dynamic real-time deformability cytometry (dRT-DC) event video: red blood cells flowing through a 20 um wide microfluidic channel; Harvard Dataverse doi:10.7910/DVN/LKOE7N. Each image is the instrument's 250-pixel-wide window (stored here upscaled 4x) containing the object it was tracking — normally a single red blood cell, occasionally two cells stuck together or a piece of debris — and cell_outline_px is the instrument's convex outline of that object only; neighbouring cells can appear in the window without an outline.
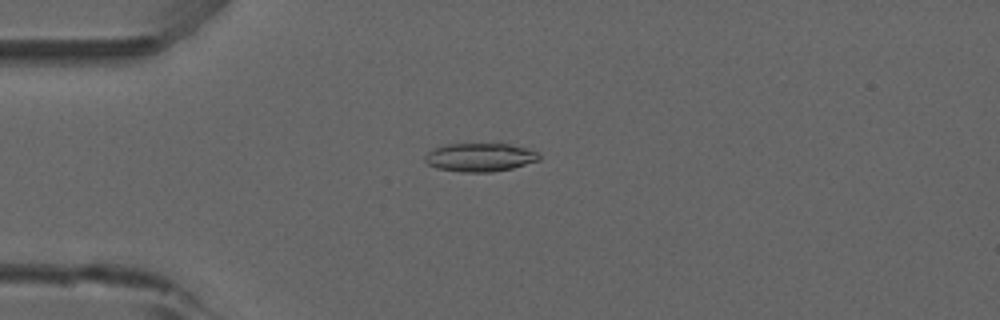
{"species": "common noctule bat (a hibernating species)", "species_latin": "Nyctalus noctula", "temperature_condition": "room temperature", "stored_images_in_passage": 53, "camera_frame_rate_fps": 3000, "um_per_image_px": 0.085, "animal": {"sex": "male", "forearm_length_mm": 52.5}, "frame": {"image": 1, "passage_image": 14, "time_ms": 4.333, "image_size_px": [1000, 320], "cell_outline_px": [[540, 160], [512, 168], [492, 172], [460, 172], [436, 168], [428, 164], [424, 160], [424, 156], [432, 148], [448, 144], [500, 140], [532, 148], [540, 156]], "centroid_in_image_um": [40.85, 13.3], "position_along_channel_um": 44.2, "area_um2": 20.17}}
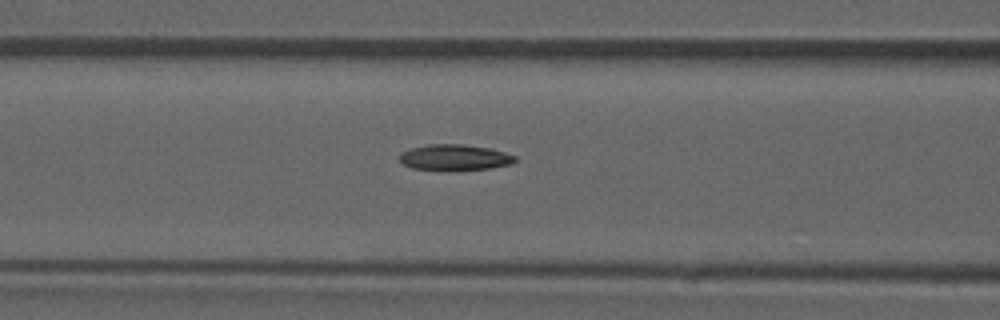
{"frame": {"image": 2, "passage_image": 22, "time_ms": 7.0, "image_size_px": [1000, 320], "cell_outline_px": [[516, 160], [512, 164], [488, 168], [452, 172], [448, 172], [412, 168], [404, 164], [400, 160], [400, 152], [408, 148], [428, 144], [464, 144], [492, 148], [516, 156]], "centroid_in_image_um": [38.63, 13.39], "position_along_channel_um": 128.0, "area_um2": 18.03}}
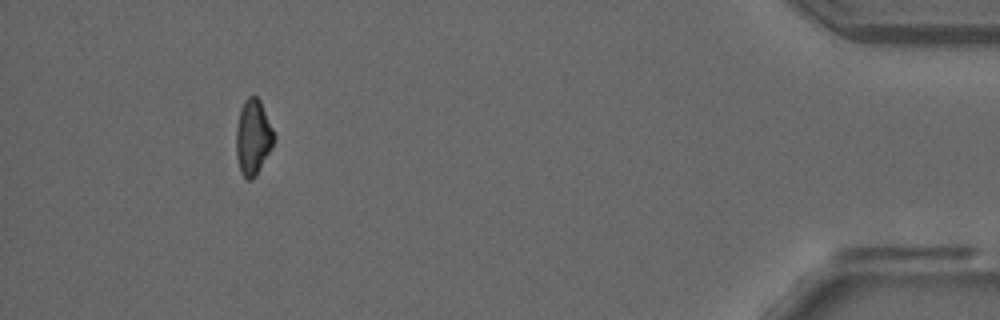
{"frame": {"image": 3, "passage_image": 49, "time_ms": 16.0, "image_size_px": [1000, 320], "cell_outline_px": [[276, 136], [272, 148], [256, 176], [252, 180], [248, 180], [240, 172], [236, 156], [236, 128], [240, 108], [244, 100], [248, 96], [256, 96], [260, 100]], "centroid_in_image_um": [21.51, 11.67], "position_along_channel_um": 413.7, "area_um2": 16.82}, "authors_computed_cell_mechanics": {"area_um2": 17.8024, "velocity_mm_per_s": 3.907, "shape_relaxation_time_tau1_ms": null, "shape_relaxation_time_tau2_ms": 4.526, "deformation_change_tau1": null, "deformation_change_tau2": 0.1123}}